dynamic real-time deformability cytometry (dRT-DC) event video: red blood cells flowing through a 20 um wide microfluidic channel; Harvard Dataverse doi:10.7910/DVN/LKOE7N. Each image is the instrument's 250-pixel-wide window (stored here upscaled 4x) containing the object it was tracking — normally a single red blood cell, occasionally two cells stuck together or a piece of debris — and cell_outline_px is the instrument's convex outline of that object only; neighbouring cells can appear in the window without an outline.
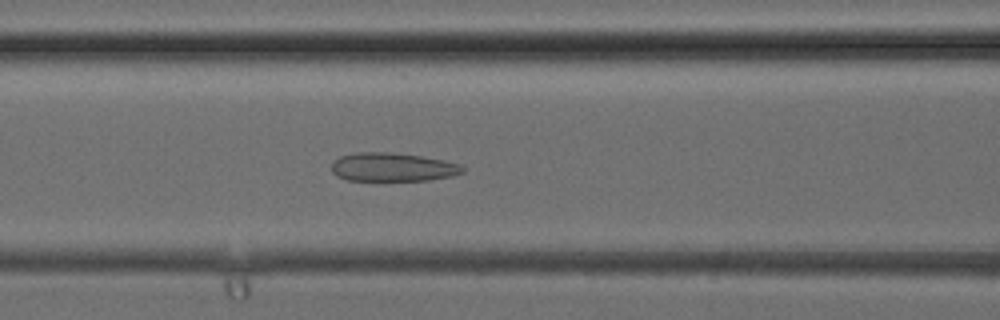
{"species": "common noctule bat (a hibernating species)", "species_latin": "Nyctalus noctula", "temperature_condition": "cold", "stored_images_in_passage": 39, "camera_frame_rate_fps": 3000, "um_per_image_px": 0.085, "animal": {"sex": "female", "body_mass_g": 24.6, "forearm_length_mm": 56.2}, "frame": {"image": 1, "passage_image": 16, "time_ms": 5.0, "image_size_px": [1000, 320], "cell_outline_px": [[464, 172], [452, 176], [428, 180], [348, 180], [336, 176], [332, 172], [332, 164], [340, 156], [356, 152], [392, 152], [420, 156], [444, 160], [460, 164], [464, 168]], "centroid_in_image_um": [33.38, 14.2], "position_along_channel_um": 133.2, "area_um2": 21.79}}
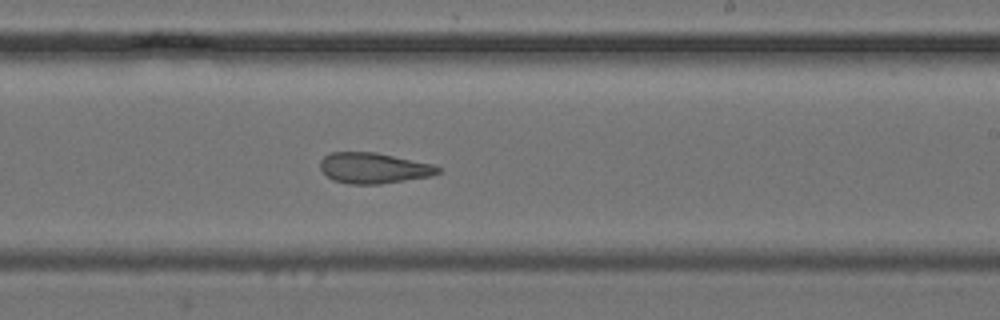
{"frame": {"image": 2, "passage_image": 23, "time_ms": 7.333, "image_size_px": [1000, 320], "cell_outline_px": [[440, 172], [432, 176], [380, 184], [348, 184], [332, 180], [320, 168], [320, 160], [324, 156], [332, 152], [376, 152], [436, 164], [440, 168]], "centroid_in_image_um": [31.79, 14.28], "position_along_channel_um": 257.2, "area_um2": 21.27}}
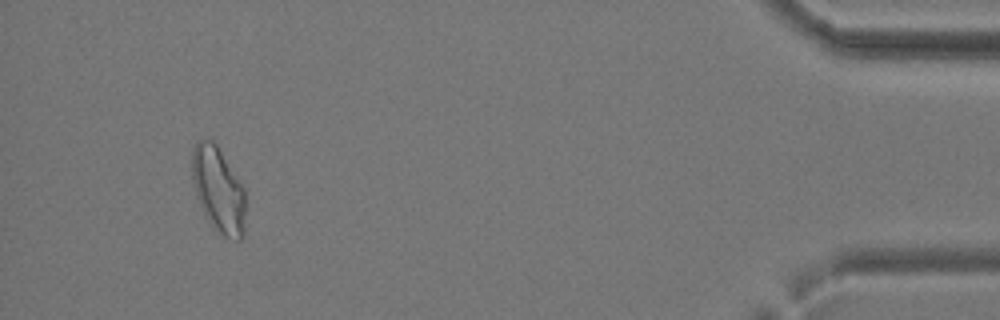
{"frame": {"image": 3, "passage_image": 36, "time_ms": 11.667, "image_size_px": [1000, 320], "cell_outline_px": [[244, 236], [240, 240], [236, 240], [224, 236], [208, 220], [196, 196], [192, 176], [192, 148], [200, 140], [212, 140], [216, 144], [244, 188]], "centroid_in_image_um": [18.56, 16.13], "position_along_channel_um": 416.6, "area_um2": 26.07}}